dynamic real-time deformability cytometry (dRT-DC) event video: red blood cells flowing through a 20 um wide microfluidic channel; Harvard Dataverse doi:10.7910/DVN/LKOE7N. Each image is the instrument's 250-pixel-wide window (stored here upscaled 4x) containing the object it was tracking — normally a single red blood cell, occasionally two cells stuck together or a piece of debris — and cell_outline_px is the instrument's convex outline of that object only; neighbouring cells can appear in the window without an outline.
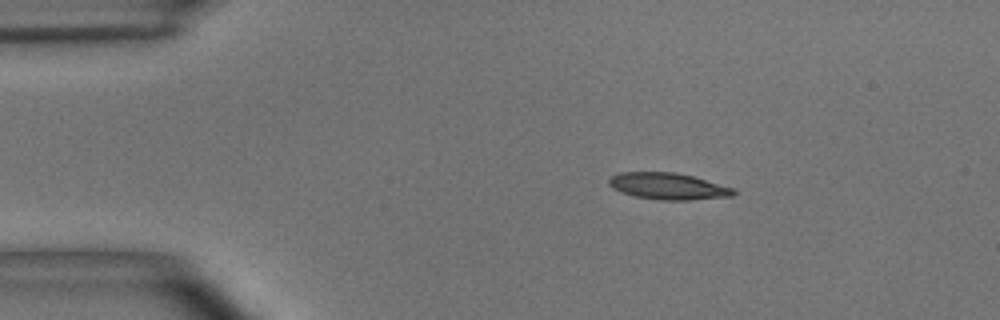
{"species": "common noctule bat (a hibernating species)", "species_latin": "Nyctalus noctula", "temperature_condition": "room temperature", "stored_images_in_passage": 4, "camera_frame_rate_fps": 3000, "um_per_image_px": 0.085, "animal": {"sex": "male", "body_mass_g": 15.6}, "frame": {"image": 1, "passage_image": 1, "time_ms": 0.0, "image_size_px": [1000, 320], "cell_outline_px": [[736, 192], [732, 196], [688, 200], [660, 200], [636, 196], [612, 188], [608, 184], [608, 180], [612, 176], [620, 172], [676, 172], [692, 176], [736, 188]], "centroid_in_image_um": [56.82, 15.82], "position_along_channel_um": 28.2, "area_um2": 19.25}}
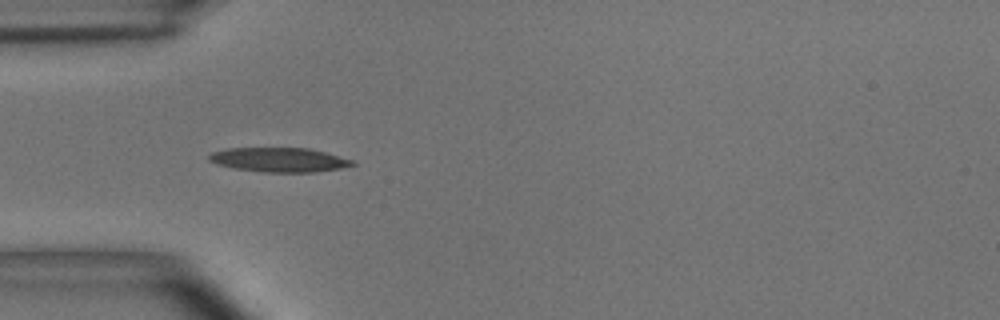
{"frame": {"image": 2, "passage_image": 3, "time_ms": 0.667, "image_size_px": [1000, 320], "cell_outline_px": [[356, 164], [340, 168], [316, 172], [264, 172], [232, 168], [216, 164], [208, 160], [208, 156], [212, 152], [224, 148], [308, 148], [324, 152], [352, 160]], "centroid_in_image_um": [23.67, 13.58], "position_along_channel_um": 61.3, "area_um2": 20.29}}
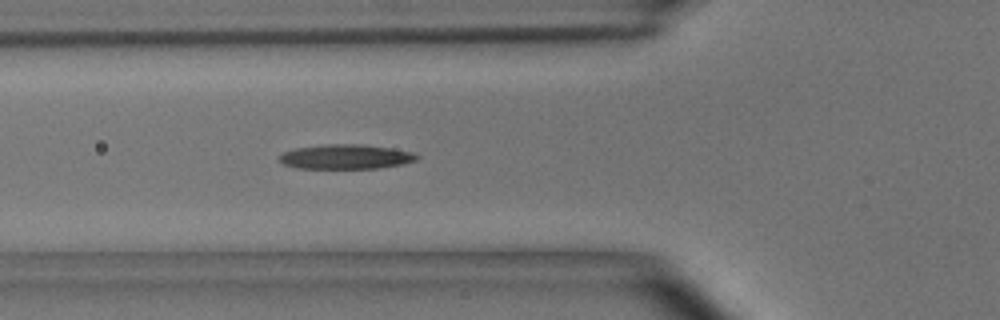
{"frame": {"image": 3, "passage_image": 4, "time_ms": 1.0, "image_size_px": [1000, 320], "cell_outline_px": [[420, 156], [416, 160], [404, 164], [380, 168], [296, 168], [284, 164], [280, 160], [280, 156], [284, 152], [296, 148], [328, 144], [360, 144], [388, 148], [412, 152]], "centroid_in_image_um": [29.42, 13.33], "position_along_channel_um": 96.4, "area_um2": 19.48}}